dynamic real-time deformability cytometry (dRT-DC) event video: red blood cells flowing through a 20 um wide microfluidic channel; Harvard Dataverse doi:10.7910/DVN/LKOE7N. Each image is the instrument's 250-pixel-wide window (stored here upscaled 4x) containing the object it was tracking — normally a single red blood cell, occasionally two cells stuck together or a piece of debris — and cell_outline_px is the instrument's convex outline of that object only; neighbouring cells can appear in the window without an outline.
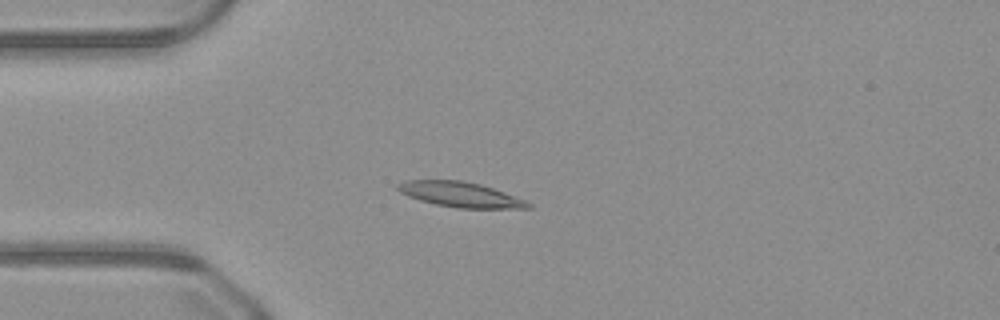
{"species": "common noctule bat (a hibernating species)", "species_latin": "Nyctalus noctula", "temperature_condition": "warm", "stored_images_in_passage": 50, "camera_frame_rate_fps": 3000, "um_per_image_px": 0.085, "animal": {"sex": "male", "body_mass_g": 23.1, "forearm_length_mm": 52.7}, "frame": {"image": 1, "passage_image": 13, "time_ms": 4.0, "image_size_px": [1000, 320], "cell_outline_px": [[532, 208], [456, 208], [436, 204], [420, 200], [408, 196], [400, 192], [396, 188], [396, 184], [404, 180], [460, 180], [480, 184], [504, 192], [524, 200], [532, 204]], "centroid_in_image_um": [39.09, 16.53], "position_along_channel_um": 45.9, "area_um2": 18.96}}
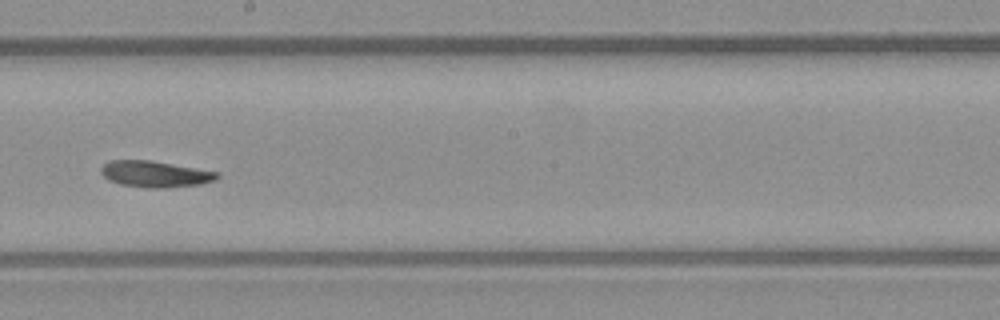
{"frame": {"image": 2, "passage_image": 28, "time_ms": 9.0, "image_size_px": [1000, 320], "cell_outline_px": [[220, 176], [216, 180], [200, 184], [168, 188], [148, 188], [120, 184], [108, 180], [100, 172], [100, 168], [108, 160], [148, 160], [220, 172]], "centroid_in_image_um": [13.18, 14.8], "position_along_channel_um": 235.0, "area_um2": 17.86}}
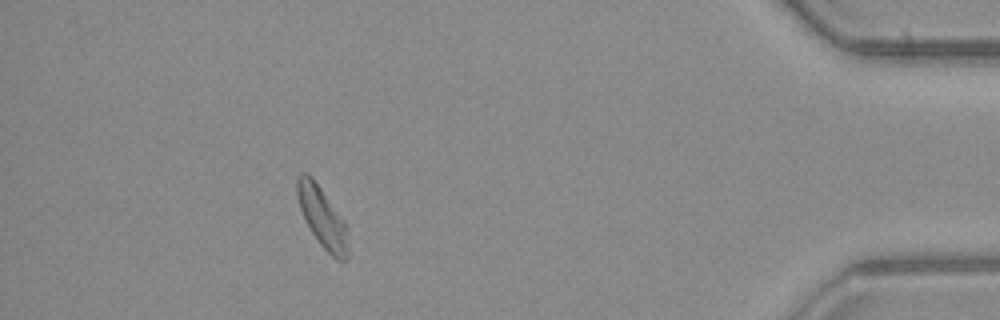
{"frame": {"image": 3, "passage_image": 45, "time_ms": 14.667, "image_size_px": [1000, 320], "cell_outline_px": [[348, 260], [336, 260], [320, 244], [312, 232], [300, 208], [296, 196], [296, 176], [300, 172], [308, 172], [312, 176], [344, 220], [348, 228]], "centroid_in_image_um": [27.4, 18.44], "position_along_channel_um": 407.8, "area_um2": 18.09}}